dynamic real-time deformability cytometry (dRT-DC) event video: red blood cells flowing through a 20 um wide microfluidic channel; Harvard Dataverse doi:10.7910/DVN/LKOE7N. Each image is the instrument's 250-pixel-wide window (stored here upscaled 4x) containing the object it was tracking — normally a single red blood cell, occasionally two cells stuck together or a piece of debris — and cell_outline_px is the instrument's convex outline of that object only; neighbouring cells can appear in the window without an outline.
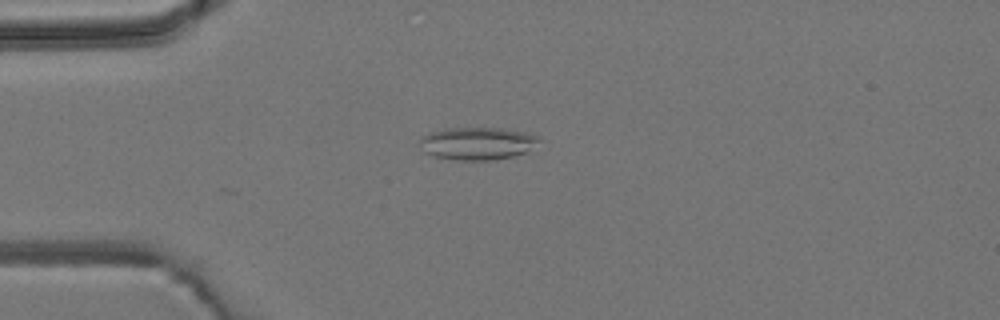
{"species": "common noctule bat (a hibernating species)", "species_latin": "Nyctalus noctula", "temperature_condition": "room temperature", "stored_images_in_passage": 7, "camera_frame_rate_fps": 3000, "um_per_image_px": 0.085, "animal": {"sex": "male", "body_mass_g": 19.2, "forearm_length_mm": 51.8}, "frame": {"image": 1, "passage_image": 4, "time_ms": 4.0, "image_size_px": [1000, 320], "cell_outline_px": [[540, 140], [524, 152], [512, 156], [492, 160], [456, 160], [436, 156], [424, 152], [420, 144], [420, 136], [444, 128], [504, 128], [524, 132], [540, 136]], "centroid_in_image_um": [40.54, 12.18], "position_along_channel_um": 44.5, "area_um2": 22.48}}
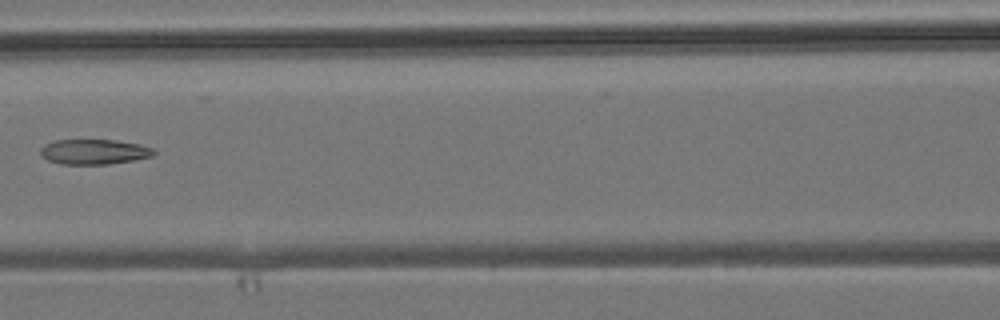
{"frame": {"image": 2, "passage_image": 7, "time_ms": 7.333, "image_size_px": [1000, 320], "cell_outline_px": [[156, 152], [152, 156], [132, 160], [108, 164], [60, 164], [48, 160], [40, 156], [40, 148], [44, 144], [52, 140], [116, 140], [140, 144], [152, 148]], "centroid_in_image_um": [7.95, 12.89], "position_along_channel_um": 158.7, "area_um2": 16.65}}